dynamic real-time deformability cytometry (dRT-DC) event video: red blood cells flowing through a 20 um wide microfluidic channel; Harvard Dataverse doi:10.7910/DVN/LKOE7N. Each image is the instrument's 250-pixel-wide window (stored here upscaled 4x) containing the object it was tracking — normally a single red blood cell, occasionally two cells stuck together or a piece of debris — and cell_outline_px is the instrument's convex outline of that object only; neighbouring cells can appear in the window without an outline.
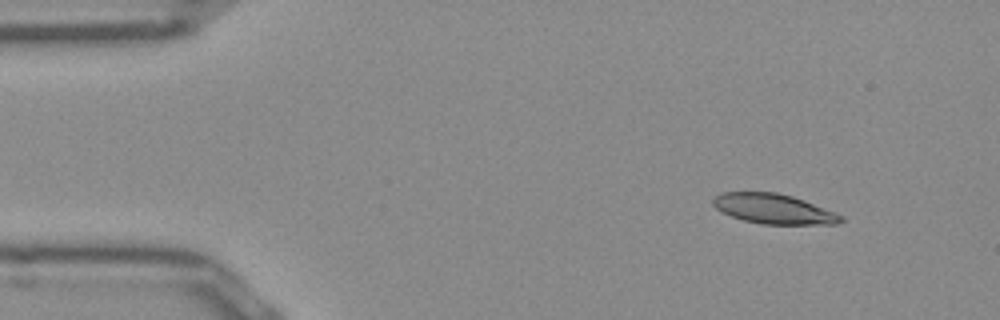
{"species": "Egyptian fruit bat (a non-hibernating species)", "species_latin": "Rousettus aegyptiacus", "temperature_condition": "room temperature", "stored_images_in_passage": 47, "camera_frame_rate_fps": 3000, "um_per_image_px": 0.085, "frame": {"image": 1, "passage_image": 1, "time_ms": 0.0, "image_size_px": [1000, 320], "cell_outline_px": [[844, 220], [836, 224], [760, 224], [744, 220], [720, 212], [712, 204], [712, 200], [720, 192], [776, 192], [792, 196], [804, 200], [844, 216]], "centroid_in_image_um": [65.74, 17.75], "position_along_channel_um": 19.3, "area_um2": 22.25}}
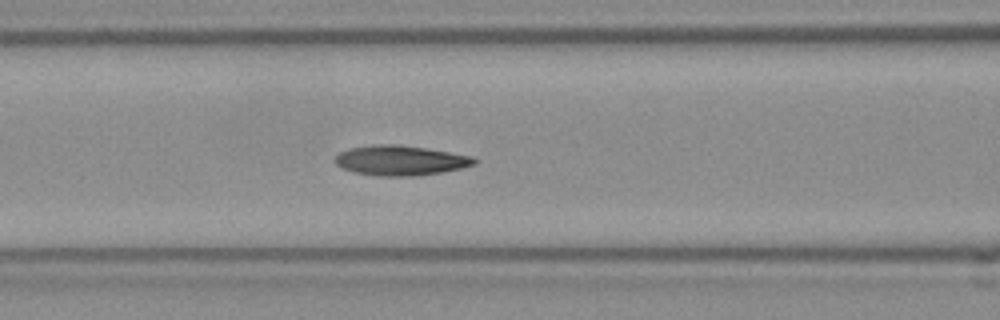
{"frame": {"image": 2, "passage_image": 16, "time_ms": 5.0, "image_size_px": [1000, 320], "cell_outline_px": [[476, 164], [444, 172], [412, 176], [380, 176], [352, 172], [340, 168], [332, 160], [340, 152], [352, 148], [380, 144], [396, 144], [424, 148], [472, 156], [476, 160]], "centroid_in_image_um": [34.0, 13.65], "position_along_channel_um": 132.6, "area_um2": 24.16}}
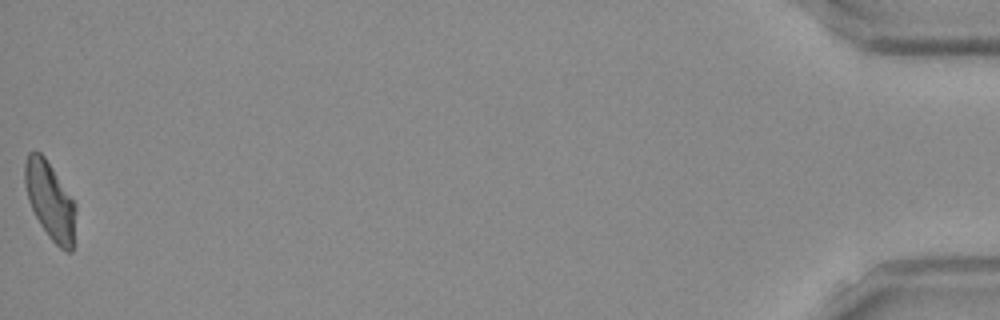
{"frame": {"image": 3, "passage_image": 47, "time_ms": 15.333, "image_size_px": [1000, 320], "cell_outline_px": [[76, 212], [72, 252], [68, 252], [60, 248], [48, 236], [40, 224], [28, 200], [24, 184], [24, 164], [28, 152], [40, 152], [44, 156], [76, 204]], "centroid_in_image_um": [4.25, 17.06], "position_along_channel_um": 431.0, "area_um2": 22.83}, "authors_computed_cell_mechanics": {"area_um2": 23.409, "velocity_mm_per_s": 3.8891, "shape_relaxation_time_tau1_ms": 8.9833, "shape_relaxation_time_tau2_ms": 4.7275, "deformation_change_tau1": 0.217, "deformation_change_tau2": 0.1127}}